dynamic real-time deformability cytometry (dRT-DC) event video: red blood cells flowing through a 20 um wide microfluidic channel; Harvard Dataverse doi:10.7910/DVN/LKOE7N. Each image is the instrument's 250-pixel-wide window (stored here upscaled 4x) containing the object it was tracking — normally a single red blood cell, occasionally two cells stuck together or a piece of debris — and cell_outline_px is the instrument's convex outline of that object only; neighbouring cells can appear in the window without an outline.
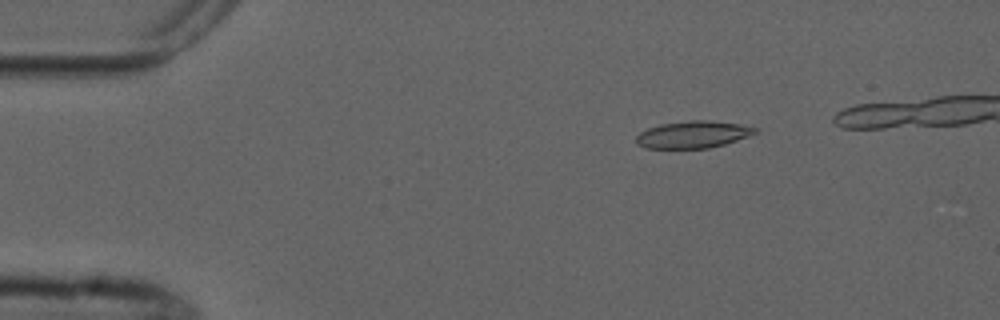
{"species": "common noctule bat (a hibernating species)", "species_latin": "Nyctalus noctula", "temperature_condition": "cold", "stored_images_in_passage": 5, "camera_frame_rate_fps": 3000, "um_per_image_px": 0.085, "animal": {"sex": "male", "forearm_length_mm": 52.5}, "frame": {"image": 1, "passage_image": 2, "time_ms": 2.0, "image_size_px": [1000, 320], "cell_outline_px": [[760, 132], [724, 144], [708, 148], [644, 148], [636, 144], [636, 136], [640, 132], [648, 128], [660, 124], [692, 120], [708, 120], [740, 124], [760, 128]], "centroid_in_image_um": [58.92, 11.43], "position_along_channel_um": 26.1, "area_um2": 18.84}}